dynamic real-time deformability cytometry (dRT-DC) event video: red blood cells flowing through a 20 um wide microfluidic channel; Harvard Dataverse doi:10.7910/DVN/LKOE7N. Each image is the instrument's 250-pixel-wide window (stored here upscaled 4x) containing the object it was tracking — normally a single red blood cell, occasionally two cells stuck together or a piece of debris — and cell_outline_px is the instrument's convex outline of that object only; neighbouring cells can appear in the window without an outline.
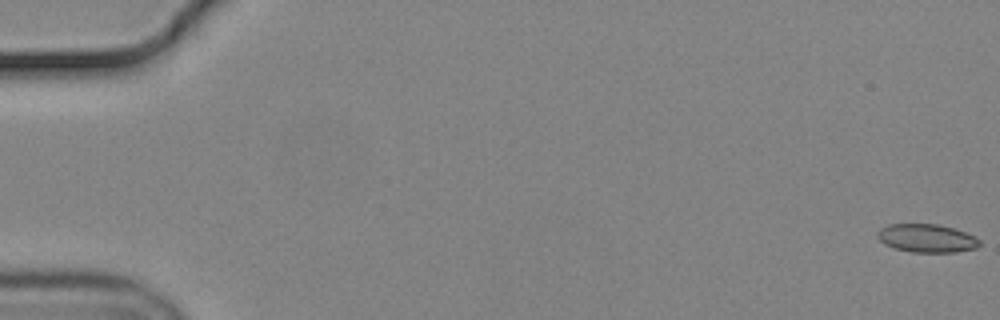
{"species": "common noctule bat (a hibernating species)", "species_latin": "Nyctalus noctula", "temperature_condition": "cold", "stored_images_in_passage": 12, "camera_frame_rate_fps": 3000, "um_per_image_px": 0.085, "animal": {"sex": "male", "body_mass_g": 19.2, "forearm_length_mm": 51.8}, "frame": {"image": 1, "passage_image": 1, "time_ms": 0.0, "image_size_px": [1000, 320], "cell_outline_px": [[980, 244], [976, 248], [956, 252], [912, 252], [896, 248], [884, 244], [876, 236], [876, 232], [880, 228], [888, 224], [936, 224], [952, 228], [964, 232], [980, 240]], "centroid_in_image_um": [78.73, 20.25], "position_along_channel_um": 6.3, "area_um2": 16.7}}